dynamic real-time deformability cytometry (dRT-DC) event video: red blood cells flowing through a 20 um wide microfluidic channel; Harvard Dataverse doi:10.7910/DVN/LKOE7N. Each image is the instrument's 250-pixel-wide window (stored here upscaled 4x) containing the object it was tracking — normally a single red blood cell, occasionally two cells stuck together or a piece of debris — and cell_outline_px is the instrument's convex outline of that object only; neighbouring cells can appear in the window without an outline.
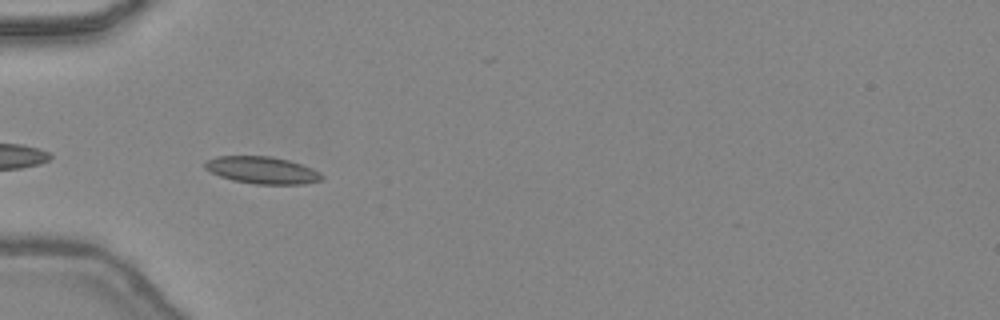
{"species": "common noctule bat (a hibernating species)", "species_latin": "Nyctalus noctula", "temperature_condition": "warm", "stored_images_in_passage": 6, "camera_frame_rate_fps": 3000, "um_per_image_px": 0.085, "animal": {"sex": "female", "body_mass_g": 24.6, "forearm_length_mm": 56.2}, "frame": {"image": 1, "passage_image": 1, "time_ms": 0.0, "image_size_px": [1000, 320], "cell_outline_px": [[324, 180], [304, 184], [256, 184], [232, 180], [220, 176], [204, 168], [204, 160], [216, 156], [272, 156], [288, 160], [312, 168], [320, 172], [324, 176]], "centroid_in_image_um": [22.29, 14.46], "position_along_channel_um": 62.7, "area_um2": 18.61}}
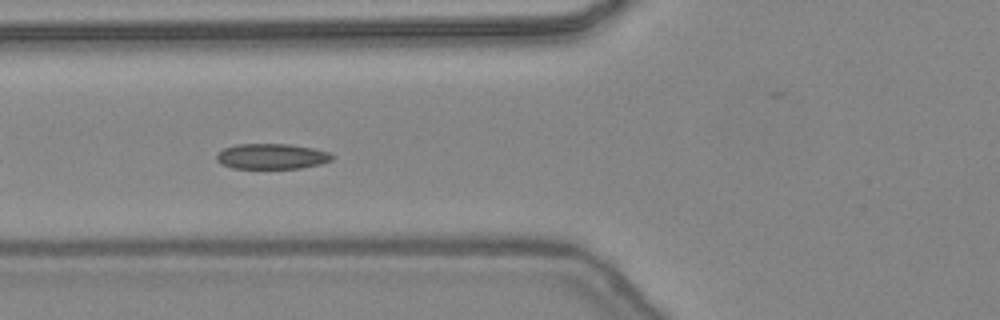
{"frame": {"image": 2, "passage_image": 4, "time_ms": 1.0, "image_size_px": [1000, 320], "cell_outline_px": [[336, 156], [332, 160], [320, 164], [300, 168], [232, 168], [220, 164], [216, 160], [216, 156], [224, 148], [236, 144], [288, 144], [312, 148], [328, 152]], "centroid_in_image_um": [23.09, 13.29], "position_along_channel_um": 102.7, "area_um2": 17.11}}